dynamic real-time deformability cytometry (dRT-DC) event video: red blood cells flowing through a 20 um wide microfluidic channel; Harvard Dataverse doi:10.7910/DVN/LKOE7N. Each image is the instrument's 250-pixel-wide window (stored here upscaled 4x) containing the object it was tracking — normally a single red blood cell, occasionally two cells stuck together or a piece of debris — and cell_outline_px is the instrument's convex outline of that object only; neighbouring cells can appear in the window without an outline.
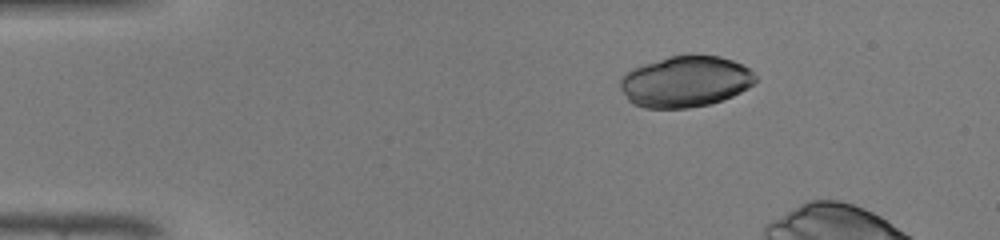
{"species": "common noctule bat (a hibernating species)", "species_latin": "Nyctalus noctula", "temperature_condition": "warm", "stored_images_in_passage": 42, "camera_frame_rate_fps": 3000, "um_per_image_px": 0.085, "animal": {"sex": "male", "body_mass_g": 19.0, "forearm_length_mm": 50.8}, "frame": {"image": 1, "passage_image": 8, "time_ms": 2.333, "image_size_px": [1000, 240], "cell_outline_px": [[756, 80], [748, 88], [732, 96], [712, 104], [688, 108], [644, 108], [632, 104], [628, 100], [620, 88], [620, 80], [632, 68], [644, 64], [672, 56], [688, 52], [696, 52], [720, 56], [732, 60], [748, 68], [756, 76]], "centroid_in_image_um": [58.27, 6.91], "position_along_channel_um": 26.7, "area_um2": 40.75}}
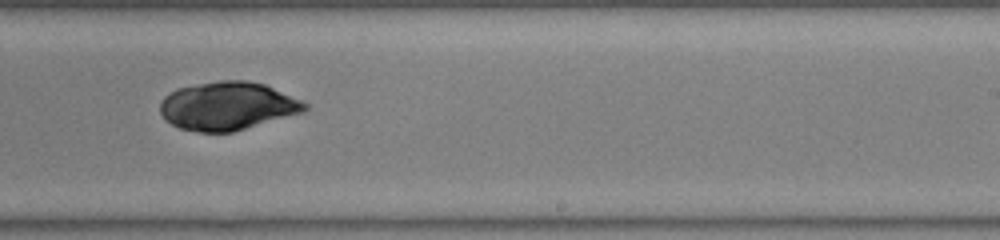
{"frame": {"image": 2, "passage_image": 30, "time_ms": 9.667, "image_size_px": [1000, 240], "cell_outline_px": [[308, 108], [304, 112], [232, 132], [200, 132], [180, 128], [164, 120], [160, 112], [160, 104], [164, 96], [168, 92], [176, 88], [220, 80], [248, 80], [264, 84], [300, 100], [308, 104]], "centroid_in_image_um": [19.31, 9.0], "position_along_channel_um": 269.7, "area_um2": 40.63}}